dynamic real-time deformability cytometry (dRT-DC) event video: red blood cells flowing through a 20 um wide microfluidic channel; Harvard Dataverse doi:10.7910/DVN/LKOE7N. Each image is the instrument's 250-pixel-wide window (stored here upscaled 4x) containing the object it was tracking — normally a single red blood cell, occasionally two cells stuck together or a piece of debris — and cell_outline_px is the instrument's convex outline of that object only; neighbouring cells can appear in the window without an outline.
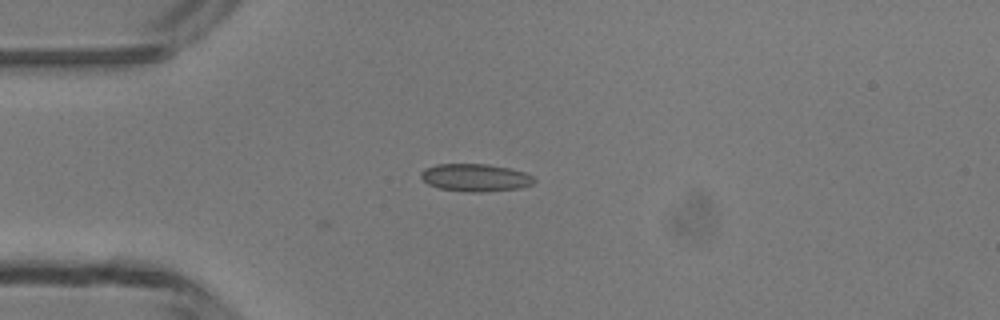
{"species": "common noctule bat (a hibernating species)", "species_latin": "Nyctalus noctula", "temperature_condition": "room temperature", "stored_images_in_passage": 4, "camera_frame_rate_fps": 3000, "um_per_image_px": 0.085, "animal": {"sex": "male", "body_mass_g": 13.3}, "frame": {"image": 1, "passage_image": 1, "time_ms": 0.0, "image_size_px": [1000, 320], "cell_outline_px": [[536, 180], [532, 184], [520, 188], [480, 192], [468, 192], [440, 188], [428, 184], [420, 176], [420, 172], [424, 168], [436, 164], [488, 164], [512, 168], [524, 172], [532, 176]], "centroid_in_image_um": [40.4, 15.09], "position_along_channel_um": 44.6, "area_um2": 18.26}}